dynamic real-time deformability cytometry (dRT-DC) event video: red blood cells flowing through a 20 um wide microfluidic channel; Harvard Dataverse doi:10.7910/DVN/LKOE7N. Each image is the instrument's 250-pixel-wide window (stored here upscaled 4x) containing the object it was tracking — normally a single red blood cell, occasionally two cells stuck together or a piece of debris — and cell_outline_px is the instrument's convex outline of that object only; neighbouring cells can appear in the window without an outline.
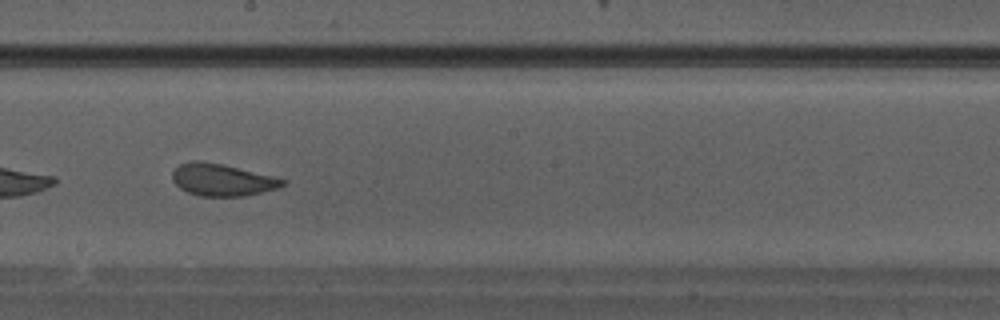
{"species": "Egyptian fruit bat (a non-hibernating species)", "species_latin": "Rousettus aegyptiacus", "temperature_condition": "warm", "stored_images_in_passage": 25, "camera_frame_rate_fps": 3000, "um_per_image_px": 0.085, "animal": {"sex": "male"}, "frame": {"image": 1, "passage_image": 11, "time_ms": 3.333, "image_size_px": [1000, 320], "cell_outline_px": [[288, 184], [276, 188], [244, 196], [200, 196], [188, 192], [180, 188], [172, 180], [172, 172], [180, 164], [192, 160], [200, 160], [220, 164], [272, 176], [288, 180]], "centroid_in_image_um": [18.87, 15.29], "position_along_channel_um": 229.3, "area_um2": 20.4}}